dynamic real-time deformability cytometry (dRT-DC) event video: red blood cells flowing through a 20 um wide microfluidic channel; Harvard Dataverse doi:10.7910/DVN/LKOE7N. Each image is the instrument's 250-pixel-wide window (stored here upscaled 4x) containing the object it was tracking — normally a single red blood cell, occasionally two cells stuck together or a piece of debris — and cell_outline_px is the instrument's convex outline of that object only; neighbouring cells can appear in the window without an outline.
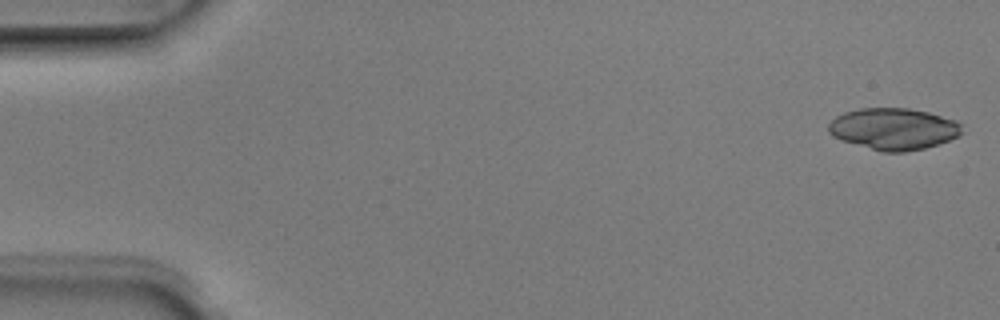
{"species": "Egyptian fruit bat (a non-hibernating species)", "species_latin": "Rousettus aegyptiacus", "temperature_condition": "room temperature", "stored_images_in_passage": 6, "camera_frame_rate_fps": 3000, "um_per_image_px": 0.085, "animal": {"sex": "male"}, "frame": {"image": 1, "passage_image": 1, "time_ms": 0.0, "image_size_px": [1000, 320], "cell_outline_px": [[960, 136], [924, 148], [904, 152], [884, 152], [840, 140], [832, 136], [828, 132], [828, 124], [836, 116], [844, 112], [860, 108], [908, 108], [928, 112], [956, 120], [960, 124]], "centroid_in_image_um": [75.92, 10.95], "position_along_channel_um": 9.1, "area_um2": 32.25}}